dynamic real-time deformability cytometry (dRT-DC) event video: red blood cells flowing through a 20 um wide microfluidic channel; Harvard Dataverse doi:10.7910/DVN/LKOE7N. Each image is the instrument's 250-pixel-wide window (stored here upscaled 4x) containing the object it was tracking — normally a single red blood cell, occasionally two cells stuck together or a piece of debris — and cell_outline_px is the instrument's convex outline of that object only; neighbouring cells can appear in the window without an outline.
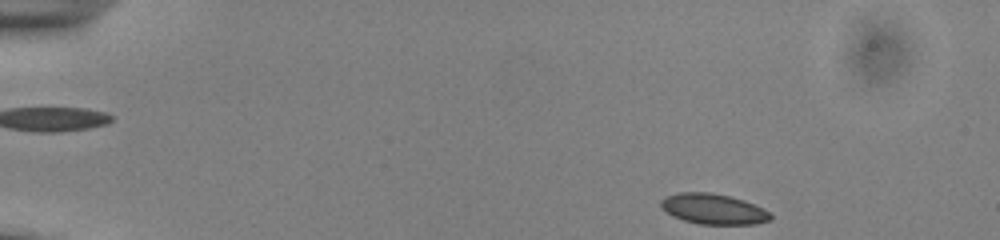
{"species": "common noctule bat (a hibernating species)", "species_latin": "Nyctalus noctula", "temperature_condition": "cold", "stored_images_in_passage": 1, "camera_frame_rate_fps": 3000, "um_per_image_px": 0.085, "animal": {"sex": "male", "body_mass_g": 13.0, "forearm_length_mm": 53.1}, "frame": {"image": 1, "passage_image": 1, "time_ms": 0.0, "image_size_px": [1000, 240], "cell_outline_px": [[772, 220], [756, 224], [700, 224], [684, 220], [672, 216], [660, 208], [660, 200], [668, 196], [680, 192], [708, 192], [728, 196], [744, 200], [768, 212], [772, 216]], "centroid_in_image_um": [60.6, 17.77], "position_along_channel_um": 24.4, "area_um2": 19.31}}